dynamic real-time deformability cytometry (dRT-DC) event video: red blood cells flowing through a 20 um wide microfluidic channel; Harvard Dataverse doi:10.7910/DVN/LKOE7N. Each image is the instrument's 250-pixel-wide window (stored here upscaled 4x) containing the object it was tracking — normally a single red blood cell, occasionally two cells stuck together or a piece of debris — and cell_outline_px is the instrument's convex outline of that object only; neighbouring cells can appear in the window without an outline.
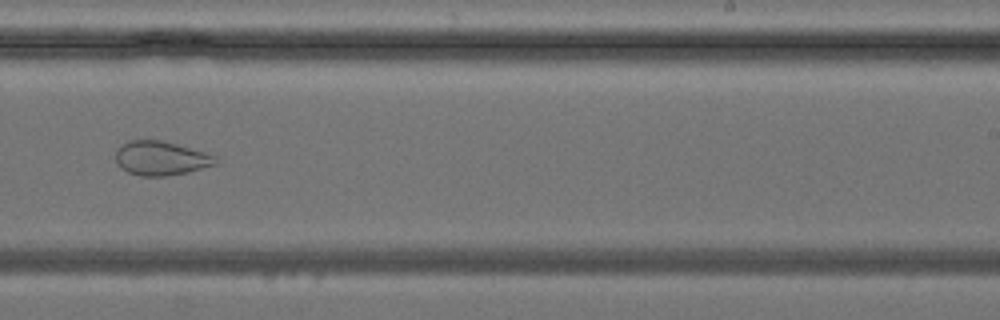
{"species": "common noctule bat (a hibernating species)", "species_latin": "Nyctalus noctula", "temperature_condition": "cold", "stored_images_in_passage": 28, "camera_frame_rate_fps": 3000, "um_per_image_px": 0.085, "animal": {"sex": "female", "body_mass_g": 24.6, "forearm_length_mm": 56.2}, "frame": {"image": 1, "passage_image": 13, "time_ms": 4.0, "image_size_px": [1000, 320], "cell_outline_px": [[216, 164], [188, 172], [168, 176], [140, 176], [128, 172], [120, 168], [116, 164], [116, 148], [128, 140], [160, 140], [176, 144], [204, 152], [216, 156]], "centroid_in_image_um": [13.63, 13.46], "position_along_channel_um": 275.4, "area_um2": 19.88}}